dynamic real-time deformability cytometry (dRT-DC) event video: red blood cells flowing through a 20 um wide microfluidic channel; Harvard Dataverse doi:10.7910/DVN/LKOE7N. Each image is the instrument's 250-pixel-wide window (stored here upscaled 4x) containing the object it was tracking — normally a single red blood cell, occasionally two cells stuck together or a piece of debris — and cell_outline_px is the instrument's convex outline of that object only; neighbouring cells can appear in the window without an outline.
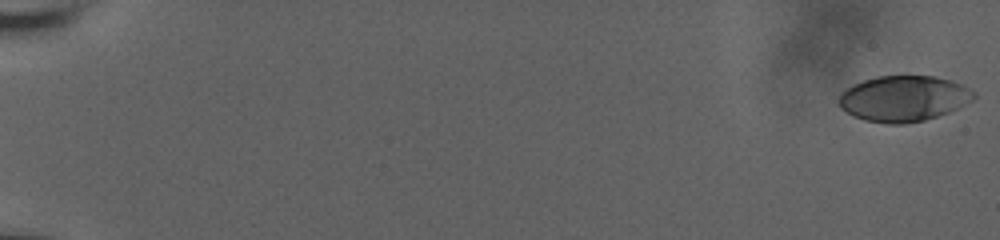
{"species": "human", "species_latin": "Homo sapiens", "temperature_condition": "room temperature", "stored_images_in_passage": 60, "camera_frame_rate_fps": 3000, "um_per_image_px": 0.085, "donor": {"sex": "male"}, "frame": {"image": 1, "passage_image": 1, "time_ms": 0.0, "image_size_px": [1000, 240], "cell_outline_px": [[976, 96], [972, 100], [948, 112], [924, 120], [904, 124], [888, 124], [864, 120], [852, 116], [840, 108], [840, 92], [852, 84], [876, 76], [932, 76], [948, 80], [960, 84], [976, 92]], "centroid_in_image_um": [76.77, 8.38], "position_along_channel_um": 8.2, "area_um2": 35.84}}
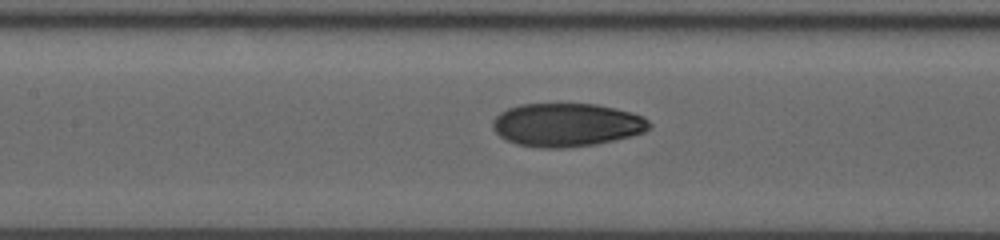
{"frame": {"image": 2, "passage_image": 31, "time_ms": 10.0, "image_size_px": [1000, 240], "cell_outline_px": [[652, 124], [644, 132], [596, 144], [564, 148], [544, 148], [516, 144], [500, 136], [492, 128], [492, 120], [500, 112], [508, 108], [520, 104], [596, 104], [616, 108], [632, 112], [644, 116]], "centroid_in_image_um": [48.16, 10.6], "position_along_channel_um": 159.2, "area_um2": 39.54}}
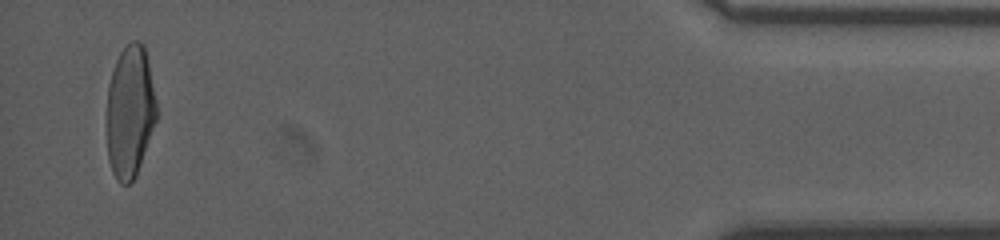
{"frame": {"image": 3, "passage_image": 58, "time_ms": 19.0, "image_size_px": [1000, 240], "cell_outline_px": [[160, 112], [136, 176], [128, 184], [120, 184], [116, 180], [112, 172], [108, 160], [108, 84], [116, 60], [120, 52], [132, 40], [140, 40], [144, 44]], "centroid_in_image_um": [11.09, 9.48], "position_along_channel_um": 424.1, "area_um2": 38.84}, "authors_computed_cell_mechanics": {"area_um2": 38.5526, "velocity_mm_per_s": 3.7381, "shape_relaxation_time_tau1_ms": 8.0425, "shape_relaxation_time_tau2_ms": 1.1405, "deformation_change_tau1": 0.2436, "deformation_change_tau2": 0.0539}}